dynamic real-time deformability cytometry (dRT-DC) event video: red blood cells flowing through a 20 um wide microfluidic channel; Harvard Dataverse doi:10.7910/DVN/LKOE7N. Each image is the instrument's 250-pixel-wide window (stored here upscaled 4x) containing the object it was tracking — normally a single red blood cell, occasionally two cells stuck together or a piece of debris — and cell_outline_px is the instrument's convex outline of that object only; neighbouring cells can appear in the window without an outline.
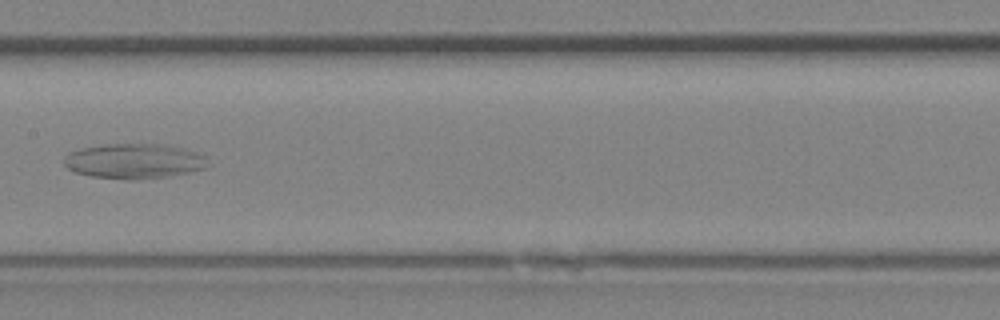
{"species": "Egyptian fruit bat (a non-hibernating species)", "species_latin": "Rousettus aegyptiacus", "temperature_condition": "room temperature", "stored_images_in_passage": 37, "camera_frame_rate_fps": 3000, "um_per_image_px": 0.085, "animal": {"sex": "female"}, "frame": {"image": 1, "passage_image": 19, "time_ms": 6.0, "image_size_px": [1000, 320], "cell_outline_px": [[208, 156], [204, 168], [188, 172], [168, 176], [136, 180], [124, 180], [92, 176], [76, 172], [68, 168], [64, 164], [64, 156], [68, 152], [80, 148], [104, 144], [160, 144], [184, 148]], "centroid_in_image_um": [11.37, 13.69], "position_along_channel_um": 196.0, "area_um2": 29.42}}
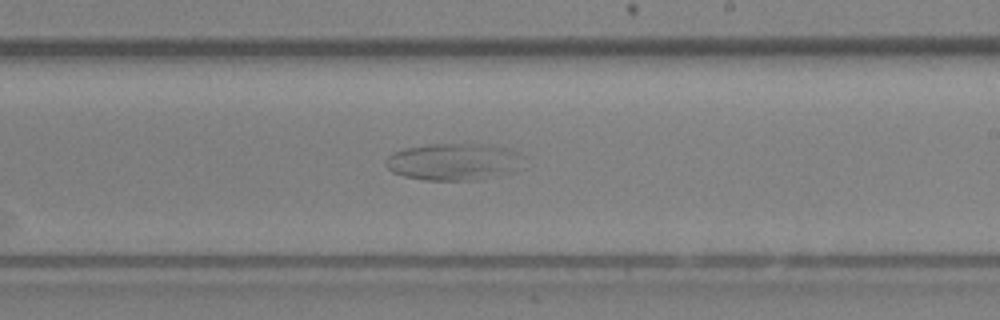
{"frame": {"image": 2, "passage_image": 22, "time_ms": 7.0, "image_size_px": [1000, 320], "cell_outline_px": [[520, 156], [500, 168], [472, 180], [428, 180], [404, 176], [392, 172], [384, 164], [388, 156], [392, 152], [404, 148], [432, 144], [480, 144], [504, 148], [516, 152]], "centroid_in_image_um": [38.15, 13.7], "position_along_channel_um": 250.8, "area_um2": 27.17}}
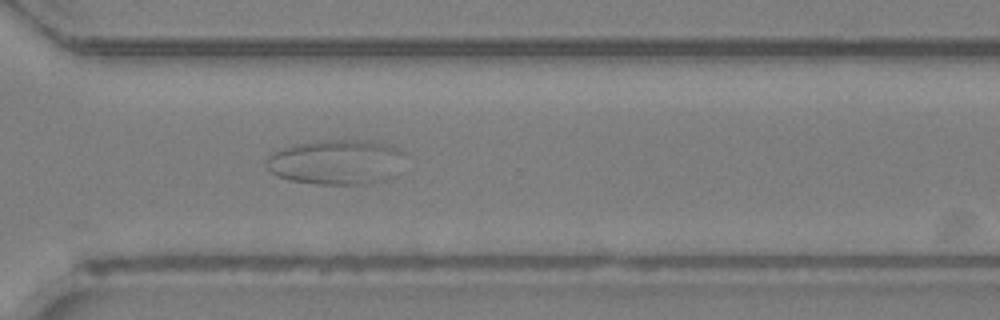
{"frame": {"image": 3, "passage_image": 27, "time_ms": 8.667, "image_size_px": [1000, 320], "cell_outline_px": [[400, 152], [396, 176], [384, 180], [364, 184], [316, 184], [288, 180], [276, 176], [264, 164], [264, 160], [272, 152], [292, 144], [320, 140], [364, 140], [384, 144], [396, 148]], "centroid_in_image_um": [28.46, 13.78], "position_along_channel_um": 342.1, "area_um2": 36.13}}